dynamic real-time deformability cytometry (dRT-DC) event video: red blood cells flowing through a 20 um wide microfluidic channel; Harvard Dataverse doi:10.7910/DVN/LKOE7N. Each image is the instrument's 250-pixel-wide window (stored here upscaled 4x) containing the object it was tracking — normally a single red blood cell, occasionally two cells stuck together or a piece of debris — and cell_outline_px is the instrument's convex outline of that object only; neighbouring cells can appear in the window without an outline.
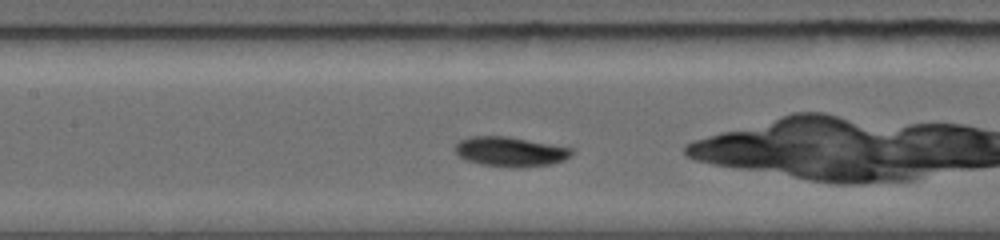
{"species": "common noctule bat (a hibernating species)", "species_latin": "Nyctalus noctula", "temperature_condition": "warm", "stored_images_in_passage": 10, "camera_frame_rate_fps": 5000, "um_per_image_px": 0.085, "animal": {"sex": "female", "body_mass_g": 19.0, "forearm_length_mm": 56.7}, "frame": {"image": 1, "passage_image": 6, "time_ms": 2.2, "image_size_px": [1000, 240], "cell_outline_px": [[572, 156], [564, 160], [552, 164], [516, 168], [512, 168], [480, 164], [464, 160], [452, 148], [460, 140], [468, 136], [508, 136], [572, 148]], "centroid_in_image_um": [43.35, 12.89], "position_along_channel_um": 164.1, "area_um2": 20.4}}
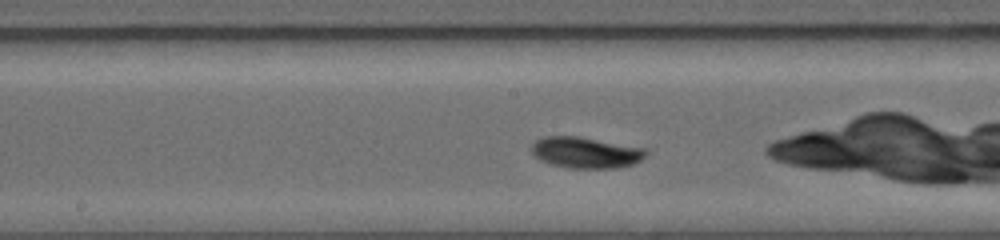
{"frame": {"image": 2, "passage_image": 9, "time_ms": 3.0, "image_size_px": [1000, 240], "cell_outline_px": [[648, 152], [640, 160], [632, 164], [616, 168], [568, 168], [548, 164], [540, 160], [532, 152], [532, 144], [536, 140], [544, 136], [580, 136], [648, 148]], "centroid_in_image_um": [49.8, 12.96], "position_along_channel_um": 198.4, "area_um2": 20.98}}